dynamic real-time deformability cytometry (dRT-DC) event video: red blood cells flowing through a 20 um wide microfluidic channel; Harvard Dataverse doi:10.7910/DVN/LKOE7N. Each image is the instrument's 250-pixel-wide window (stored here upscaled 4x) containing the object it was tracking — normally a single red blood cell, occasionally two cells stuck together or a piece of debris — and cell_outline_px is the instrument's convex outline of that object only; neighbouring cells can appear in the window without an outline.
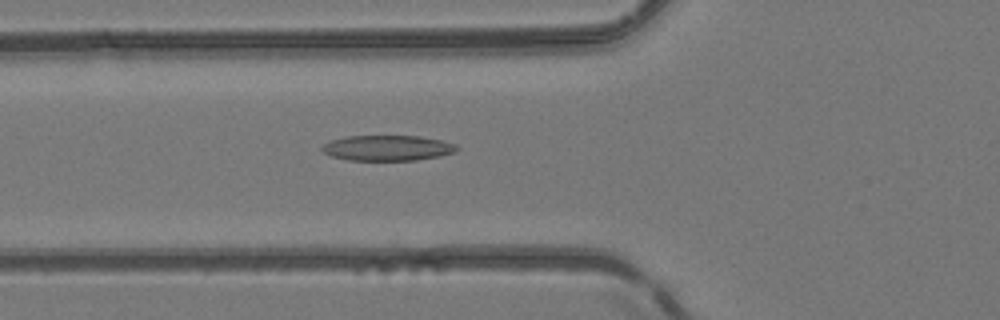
{"species": "common noctule bat (a hibernating species)", "species_latin": "Nyctalus noctula", "temperature_condition": "room temperature", "stored_images_in_passage": 52, "camera_frame_rate_fps": 3000, "um_per_image_px": 0.085, "animal": {"sex": "female", "body_mass_g": 24.6, "forearm_length_mm": 56.2}, "frame": {"image": 1, "passage_image": 20, "time_ms": 6.333, "image_size_px": [1000, 320], "cell_outline_px": [[460, 148], [456, 152], [440, 156], [416, 160], [348, 160], [332, 156], [324, 152], [320, 148], [324, 144], [332, 140], [344, 136], [420, 136], [440, 140], [456, 144]], "centroid_in_image_um": [32.96, 12.57], "position_along_channel_um": 92.8, "area_um2": 20.0}}
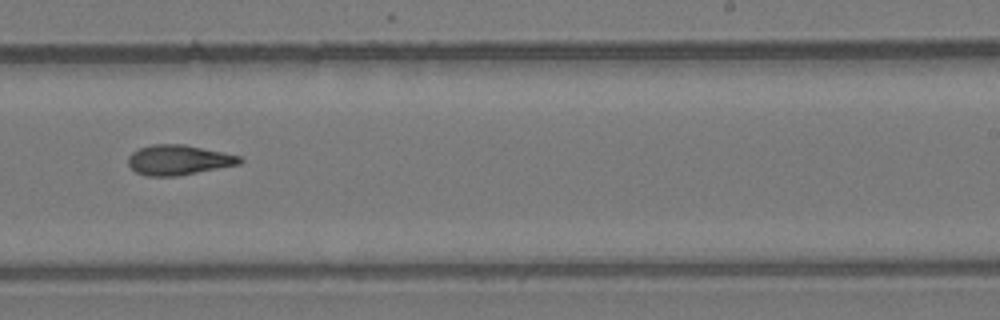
{"frame": {"image": 2, "passage_image": 33, "time_ms": 10.667, "image_size_px": [1000, 320], "cell_outline_px": [[244, 160], [240, 164], [176, 176], [144, 176], [136, 172], [128, 164], [128, 156], [132, 152], [140, 148], [152, 144], [184, 144], [240, 156]], "centroid_in_image_um": [15.15, 13.6], "position_along_channel_um": 273.8, "area_um2": 19.42}}
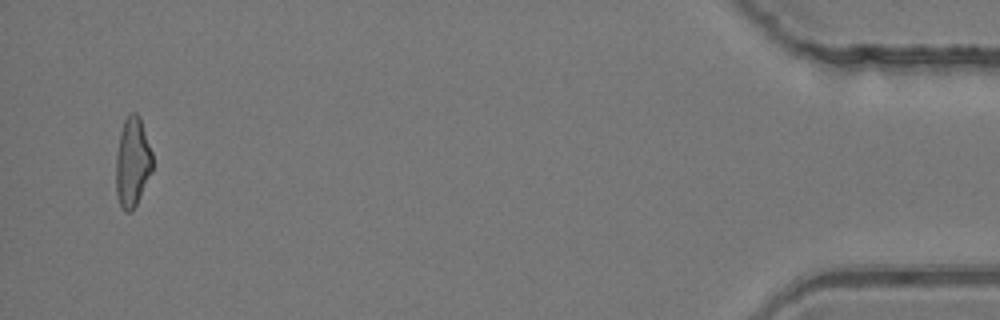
{"frame": {"image": 3, "passage_image": 50, "time_ms": 16.333, "image_size_px": [1000, 320], "cell_outline_px": [[152, 172], [132, 212], [124, 212], [120, 208], [116, 192], [116, 156], [120, 132], [124, 120], [128, 112], [136, 112], [140, 116], [152, 152]], "centroid_in_image_um": [11.25, 13.78], "position_along_channel_um": 423.9, "area_um2": 19.31}, "authors_computed_cell_mechanics": {"area_um2": 19.6809, "velocity_mm_per_s": 4.1676, "shape_relaxation_time_tau1_ms": null, "shape_relaxation_time_tau2_ms": 3.493, "deformation_change_tau1": null, "deformation_change_tau2": 0.126}}